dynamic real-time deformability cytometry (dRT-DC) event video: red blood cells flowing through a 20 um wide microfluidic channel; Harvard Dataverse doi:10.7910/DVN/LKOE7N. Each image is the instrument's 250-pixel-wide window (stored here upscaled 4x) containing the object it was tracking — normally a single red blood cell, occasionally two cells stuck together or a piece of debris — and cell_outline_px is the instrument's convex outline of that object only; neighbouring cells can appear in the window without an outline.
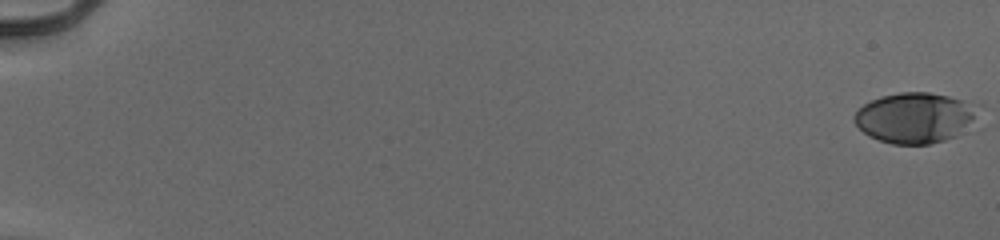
{"species": "human", "species_latin": "Homo sapiens", "temperature_condition": "cold", "stored_images_in_passage": 53, "camera_frame_rate_fps": 3000, "um_per_image_px": 0.085, "donor": {"sex": "male"}, "frame": {"image": 1, "passage_image": 1, "time_ms": 0.0, "image_size_px": [1000, 240], "cell_outline_px": [[972, 120], [956, 136], [944, 140], [928, 144], [892, 144], [868, 136], [852, 120], [852, 116], [864, 104], [880, 96], [900, 92], [928, 92], [948, 96], [960, 100], [968, 104], [972, 108]], "centroid_in_image_um": [77.63, 10.02], "position_along_channel_um": 7.4, "area_um2": 35.37}}
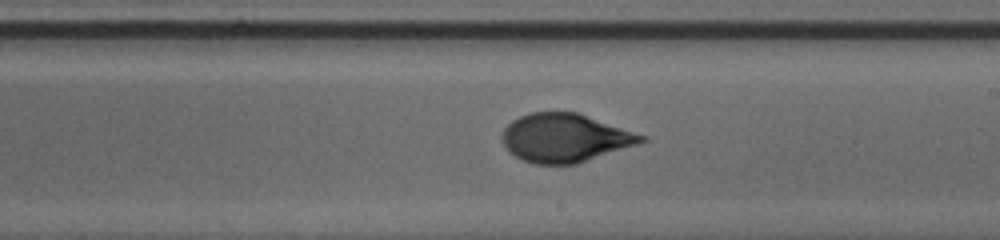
{"frame": {"image": 2, "passage_image": 35, "time_ms": 11.333, "image_size_px": [1000, 240], "cell_outline_px": [[648, 140], [576, 164], [536, 164], [524, 160], [516, 156], [504, 144], [500, 136], [504, 128], [512, 120], [528, 112], [576, 112], [648, 136]], "centroid_in_image_um": [48.02, 11.71], "position_along_channel_um": 241.0, "area_um2": 38.96}}
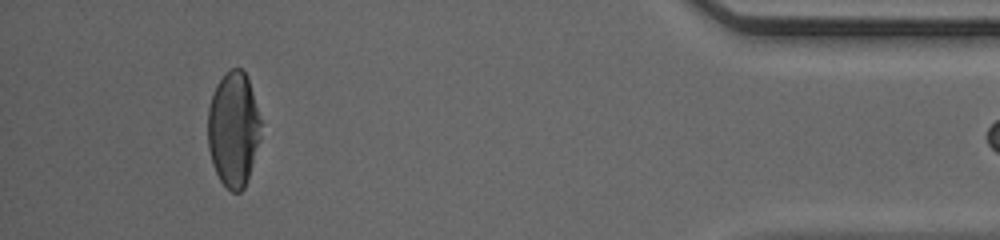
{"frame": {"image": 3, "passage_image": 52, "time_ms": 17.0, "image_size_px": [1000, 240], "cell_outline_px": [[260, 124], [256, 144], [248, 176], [244, 188], [240, 192], [232, 192], [220, 180], [212, 164], [208, 148], [208, 108], [216, 84], [224, 72], [232, 68], [240, 68], [248, 76], [260, 120]], "centroid_in_image_um": [19.79, 10.93], "position_along_channel_um": 415.4, "area_um2": 34.85}}